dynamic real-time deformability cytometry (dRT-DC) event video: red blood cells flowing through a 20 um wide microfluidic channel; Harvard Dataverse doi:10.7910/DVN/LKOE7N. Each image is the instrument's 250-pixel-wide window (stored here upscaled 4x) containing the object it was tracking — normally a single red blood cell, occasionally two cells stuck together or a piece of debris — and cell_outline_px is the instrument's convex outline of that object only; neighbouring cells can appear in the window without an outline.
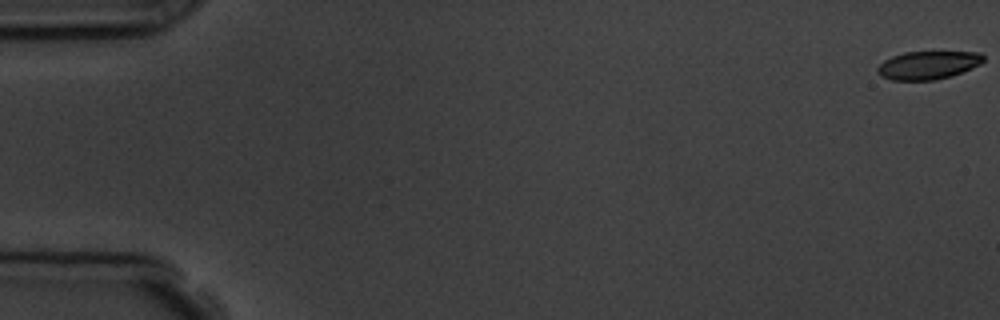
{"species": "common noctule bat (a hibernating species)", "species_latin": "Nyctalus noctula", "temperature_condition": "room temperature", "stored_images_in_passage": 10, "camera_frame_rate_fps": 3000, "um_per_image_px": 0.085, "animal": {"sex": "male", "body_mass_g": 19.5, "forearm_length_mm": 54.6}, "frame": {"image": 1, "passage_image": 1, "time_ms": 0.0, "image_size_px": [1000, 320], "cell_outline_px": [[984, 60], [980, 64], [960, 72], [936, 80], [892, 80], [880, 76], [876, 72], [876, 68], [884, 60], [892, 56], [904, 52], [980, 52], [984, 56]], "centroid_in_image_um": [78.83, 5.53], "position_along_channel_um": 6.2, "area_um2": 17.28}}
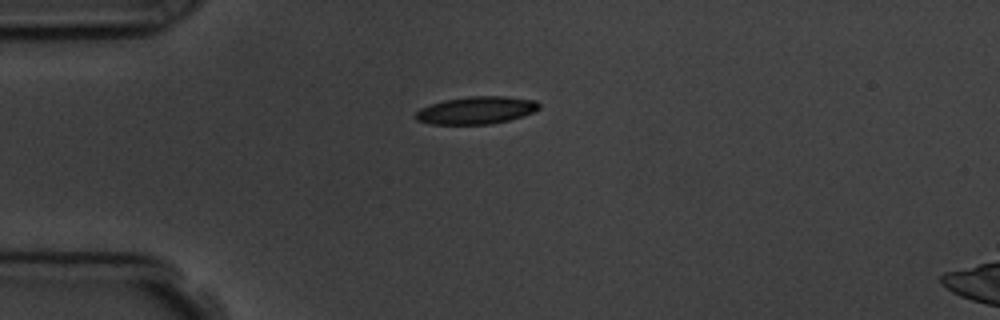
{"frame": {"image": 2, "passage_image": 5, "time_ms": 4.667, "image_size_px": [1000, 320], "cell_outline_px": [[540, 108], [532, 112], [508, 120], [488, 124], [432, 124], [416, 120], [412, 116], [420, 108], [444, 100], [468, 96], [508, 96], [536, 100], [540, 104]], "centroid_in_image_um": [40.46, 9.36], "position_along_channel_um": 44.5, "area_um2": 19.77}}